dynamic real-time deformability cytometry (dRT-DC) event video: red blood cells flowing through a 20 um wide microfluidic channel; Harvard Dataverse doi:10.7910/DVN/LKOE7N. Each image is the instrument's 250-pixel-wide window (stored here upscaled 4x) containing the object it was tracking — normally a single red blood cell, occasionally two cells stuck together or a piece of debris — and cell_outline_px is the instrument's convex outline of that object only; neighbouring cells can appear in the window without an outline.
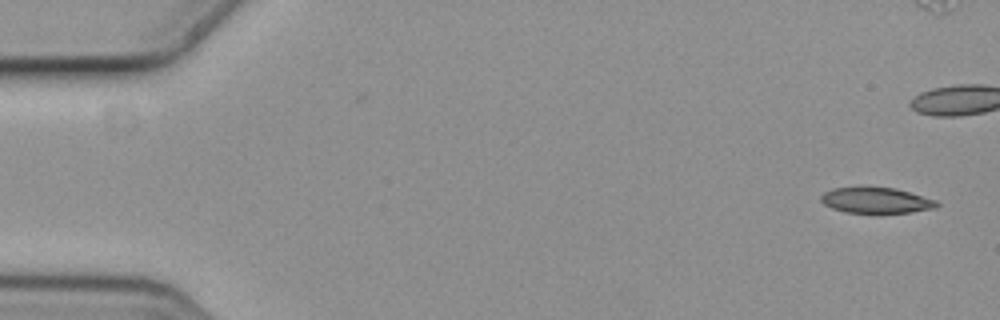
{"species": "common noctule bat (a hibernating species)", "species_latin": "Nyctalus noctula", "temperature_condition": "cold", "stored_images_in_passage": 2, "camera_frame_rate_fps": 3000, "um_per_image_px": 0.085, "animal": {"sex": "female", "body_mass_g": 19.3, "forearm_length_mm": 54.1}, "frame": {"image": 1, "passage_image": 2, "time_ms": 0.333, "image_size_px": [1000, 320], "cell_outline_px": [[940, 204], [936, 208], [912, 212], [880, 216], [872, 216], [844, 212], [832, 208], [824, 204], [820, 200], [820, 196], [824, 192], [832, 188], [896, 188], [936, 200]], "centroid_in_image_um": [74.48, 17.1], "position_along_channel_um": 10.5, "area_um2": 18.15}}